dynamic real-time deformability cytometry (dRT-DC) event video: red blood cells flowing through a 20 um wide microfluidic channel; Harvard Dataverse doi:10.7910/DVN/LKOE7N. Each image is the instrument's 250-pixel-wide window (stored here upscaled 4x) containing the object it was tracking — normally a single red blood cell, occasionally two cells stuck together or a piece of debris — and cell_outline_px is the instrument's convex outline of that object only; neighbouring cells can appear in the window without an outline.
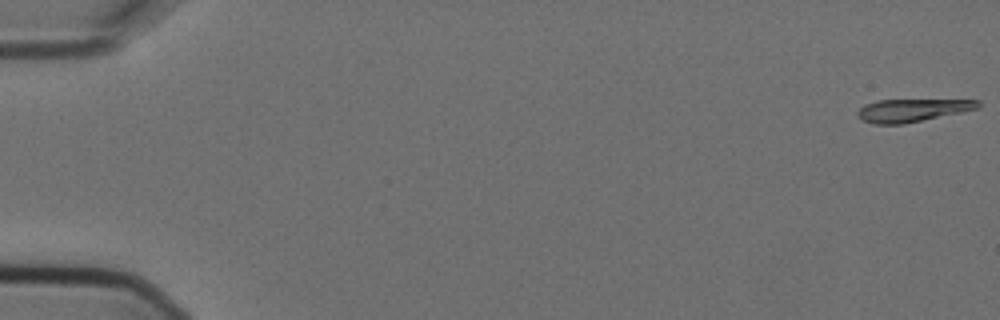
{"species": "Egyptian fruit bat (a non-hibernating species)", "species_latin": "Rousettus aegyptiacus", "temperature_condition": "cold", "stored_images_in_passage": 7, "camera_frame_rate_fps": 3000, "um_per_image_px": 0.085, "animal": {"sex": "female"}, "frame": {"image": 1, "passage_image": 1, "time_ms": 0.0, "image_size_px": [1000, 320], "cell_outline_px": [[980, 104], [976, 108], [960, 112], [904, 124], [872, 124], [860, 120], [856, 116], [856, 112], [864, 104], [876, 100], [980, 100]], "centroid_in_image_um": [77.42, 9.38], "position_along_channel_um": 7.6, "area_um2": 15.95}}
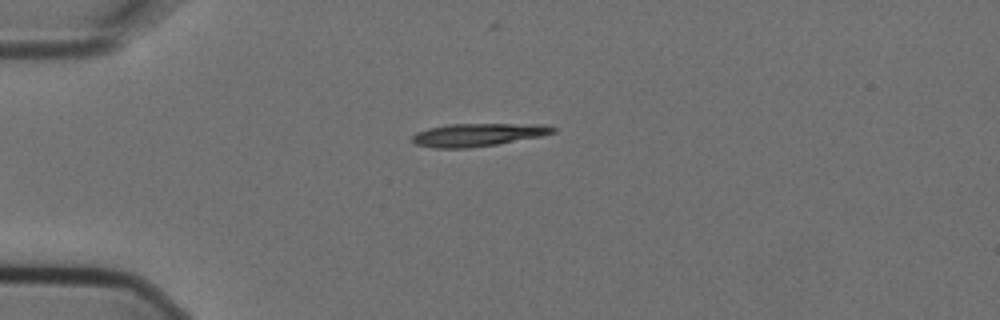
{"frame": {"image": 2, "passage_image": 5, "time_ms": 1.333, "image_size_px": [1000, 320], "cell_outline_px": [[556, 132], [540, 136], [496, 144], [468, 148], [432, 148], [416, 144], [412, 140], [412, 136], [416, 132], [428, 128], [448, 124], [540, 124], [556, 128]], "centroid_in_image_um": [40.58, 11.45], "position_along_channel_um": 44.4, "area_um2": 18.67}}
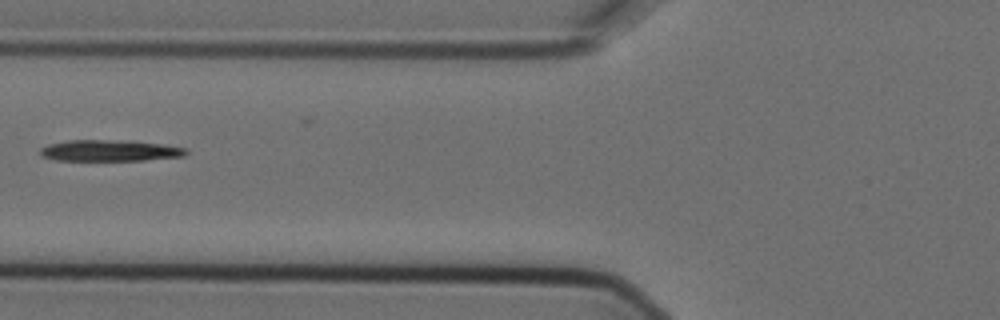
{"frame": {"image": 3, "passage_image": 7, "time_ms": 2.0, "image_size_px": [1000, 320], "cell_outline_px": [[188, 152], [184, 156], [144, 160], [56, 160], [40, 156], [40, 148], [48, 144], [68, 140], [108, 140], [164, 144], [188, 148]], "centroid_in_image_um": [9.31, 12.8], "position_along_channel_um": 116.5, "area_um2": 17.92}}